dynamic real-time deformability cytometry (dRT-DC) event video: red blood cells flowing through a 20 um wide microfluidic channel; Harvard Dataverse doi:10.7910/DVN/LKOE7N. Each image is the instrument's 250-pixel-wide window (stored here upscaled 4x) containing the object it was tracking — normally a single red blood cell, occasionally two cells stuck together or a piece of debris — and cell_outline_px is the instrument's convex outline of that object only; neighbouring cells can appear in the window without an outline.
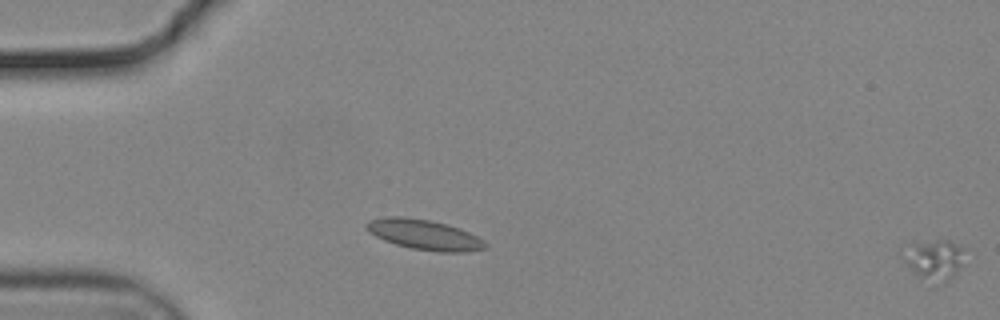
{"species": "common noctule bat (a hibernating species)", "species_latin": "Nyctalus noctula", "temperature_condition": "cold", "stored_images_in_passage": 3, "segment_of_instrument_passage": [2, 2], "camera_frame_rate_fps": 3000, "um_per_image_px": 0.085, "animal": {"sex": "male", "body_mass_g": 19.2, "forearm_length_mm": 51.8}, "frame": {"image": 1, "passage_image": 3, "time_ms": 0.667, "image_size_px": [1000, 320], "cell_outline_px": [[968, 248], [956, 272], [944, 284], [920, 276], [900, 260], [900, 256], [912, 244], [936, 240], [948, 240]], "centroid_in_image_um": [79.44, 22.03], "position_along_channel_um": 5.6, "area_um2": 14.22}}